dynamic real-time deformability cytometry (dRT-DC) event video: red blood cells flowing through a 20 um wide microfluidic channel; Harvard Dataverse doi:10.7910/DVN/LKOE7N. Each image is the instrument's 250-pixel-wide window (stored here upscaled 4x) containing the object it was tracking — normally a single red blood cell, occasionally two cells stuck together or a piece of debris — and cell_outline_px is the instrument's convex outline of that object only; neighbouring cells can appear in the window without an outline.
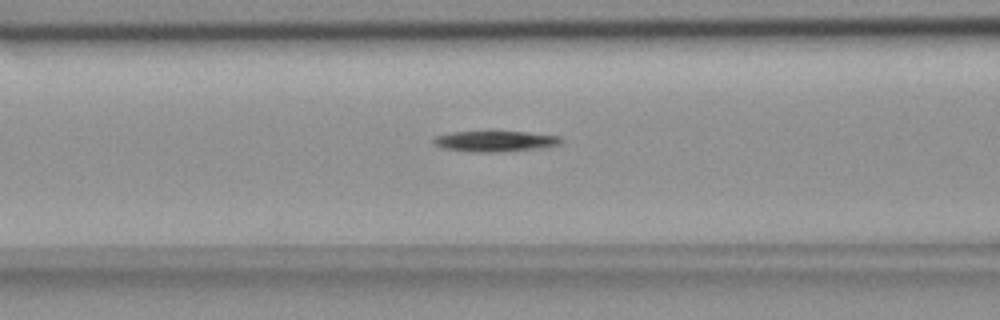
{"species": "common noctule bat (a hibernating species)", "species_latin": "Nyctalus noctula", "temperature_condition": "room temperature", "stored_images_in_passage": 51, "camera_frame_rate_fps": 3000, "um_per_image_px": 0.085, "animal": {"sex": "female", "body_mass_g": 18.4}, "frame": {"image": 1, "passage_image": 22, "time_ms": 7.0, "image_size_px": [1000, 320], "cell_outline_px": [[564, 140], [560, 144], [536, 148], [496, 152], [472, 152], [444, 148], [432, 144], [432, 140], [436, 136], [452, 132], [488, 128], [528, 132], [560, 136]], "centroid_in_image_um": [42.03, 11.94], "position_along_channel_um": 124.6, "area_um2": 16.3}}
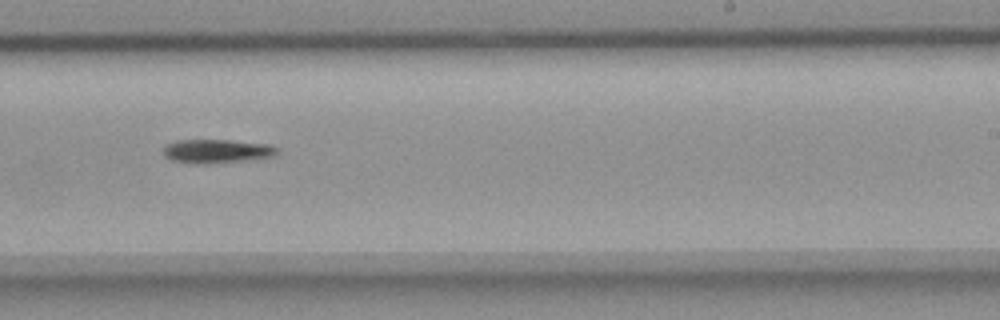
{"frame": {"image": 2, "passage_image": 34, "time_ms": 11.0, "image_size_px": [1000, 320], "cell_outline_px": [[276, 152], [272, 156], [244, 160], [208, 164], [200, 164], [172, 160], [164, 156], [164, 148], [168, 144], [176, 140], [228, 140], [268, 144], [276, 148]], "centroid_in_image_um": [18.37, 12.84], "position_along_channel_um": 270.6, "area_um2": 15.43}}
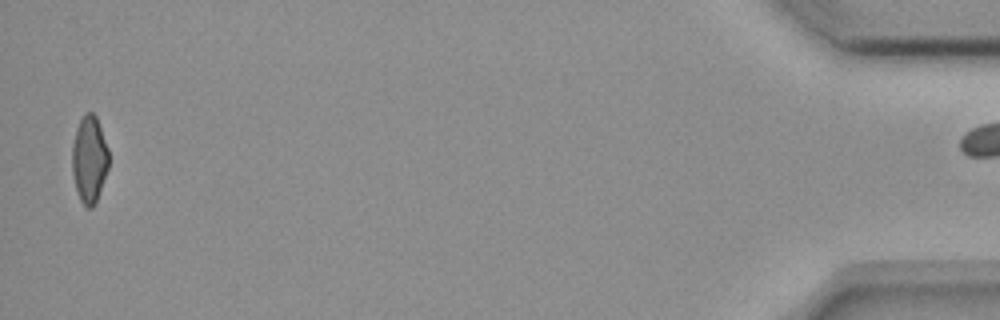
{"frame": {"image": 3, "passage_image": 50, "time_ms": 16.333, "image_size_px": [1000, 320], "cell_outline_px": [[108, 168], [96, 204], [92, 208], [88, 208], [80, 200], [76, 188], [72, 172], [72, 144], [76, 128], [84, 112], [92, 112], [96, 116], [108, 148]], "centroid_in_image_um": [7.59, 13.54], "position_along_channel_um": 427.6, "area_um2": 18.61}}